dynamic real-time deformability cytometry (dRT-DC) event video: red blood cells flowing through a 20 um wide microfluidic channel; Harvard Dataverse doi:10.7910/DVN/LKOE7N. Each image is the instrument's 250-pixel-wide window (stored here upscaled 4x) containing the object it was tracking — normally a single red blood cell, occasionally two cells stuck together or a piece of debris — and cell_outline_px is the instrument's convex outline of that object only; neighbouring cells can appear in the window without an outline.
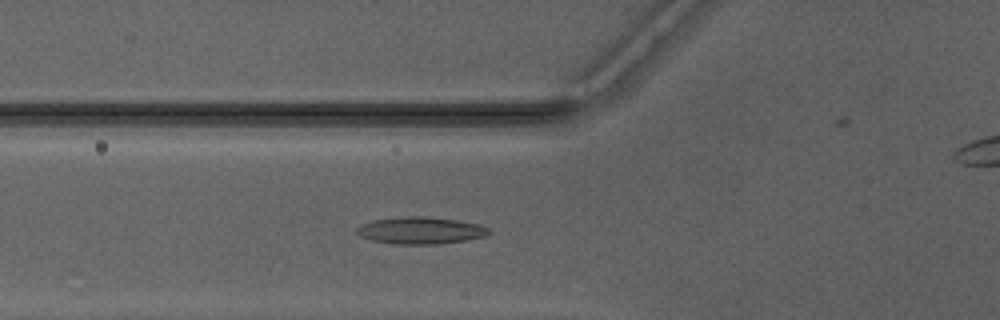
{"species": "Egyptian fruit bat (a non-hibernating species)", "species_latin": "Rousettus aegyptiacus", "temperature_condition": "warm", "stored_images_in_passage": 45, "camera_frame_rate_fps": 3000, "um_per_image_px": 0.085, "animal": {"sex": "male"}, "frame": {"image": 1, "passage_image": 13, "time_ms": 4.0, "image_size_px": [1000, 320], "cell_outline_px": [[488, 232], [484, 236], [464, 240], [436, 244], [388, 244], [372, 240], [360, 236], [356, 232], [356, 228], [364, 224], [376, 220], [408, 216], [424, 216], [456, 220], [480, 224], [488, 228]], "centroid_in_image_um": [35.72, 19.59], "position_along_channel_um": 90.1, "area_um2": 20.46}}
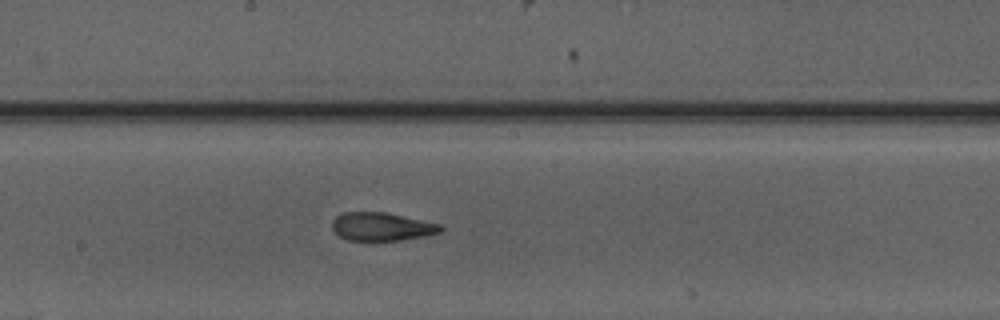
{"frame": {"image": 2, "passage_image": 22, "time_ms": 7.0, "image_size_px": [1000, 320], "cell_outline_px": [[444, 228], [440, 232], [424, 236], [400, 240], [348, 240], [340, 236], [332, 228], [332, 220], [336, 216], [344, 212], [384, 212], [440, 224]], "centroid_in_image_um": [32.43, 19.26], "position_along_channel_um": 215.8, "area_um2": 17.63}}
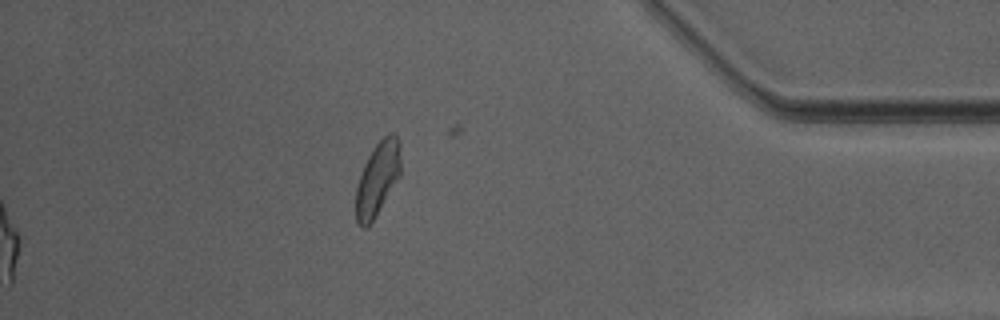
{"frame": {"image": 3, "passage_image": 45, "time_ms": 14.667, "image_size_px": [1000, 320], "cell_outline_px": [[400, 176], [372, 220], [364, 228], [360, 228], [356, 220], [356, 188], [364, 164], [372, 148], [388, 132], [392, 132], [400, 140]], "centroid_in_image_um": [32.1, 15.14], "position_along_channel_um": 403.1, "area_um2": 19.02}, "authors_computed_cell_mechanics": {"area_um2": 18.785, "velocity_mm_per_s": 4.1716, "shape_relaxation_time_tau1_ms": null, "shape_relaxation_time_tau2_ms": 1.6015, "deformation_change_tau1": null, "deformation_change_tau2": 0.0987}}